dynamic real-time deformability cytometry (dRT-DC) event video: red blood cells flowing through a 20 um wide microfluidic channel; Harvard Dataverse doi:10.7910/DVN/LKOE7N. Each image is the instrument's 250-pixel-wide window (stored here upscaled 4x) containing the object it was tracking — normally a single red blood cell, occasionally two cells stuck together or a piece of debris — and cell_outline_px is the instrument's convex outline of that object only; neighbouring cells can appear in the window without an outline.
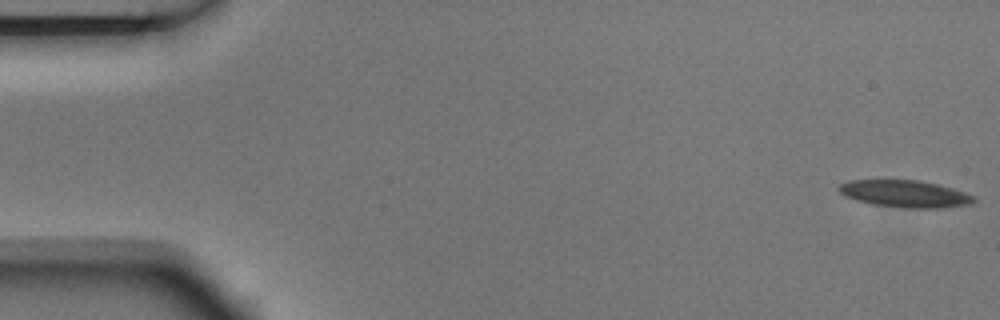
{"species": "Egyptian fruit bat (a non-hibernating species)", "species_latin": "Rousettus aegyptiacus", "temperature_condition": "room temperature", "stored_images_in_passage": 4, "camera_frame_rate_fps": 3000, "um_per_image_px": 0.085, "animal": {"sex": "male"}, "frame": {"image": 1, "passage_image": 1, "time_ms": 0.0, "image_size_px": [1000, 320], "cell_outline_px": [[976, 200], [972, 204], [940, 208], [912, 208], [872, 204], [848, 196], [840, 192], [840, 184], [848, 180], [920, 180], [952, 188], [976, 196]], "centroid_in_image_um": [77.0, 16.47], "position_along_channel_um": 8.0, "area_um2": 20.98}}
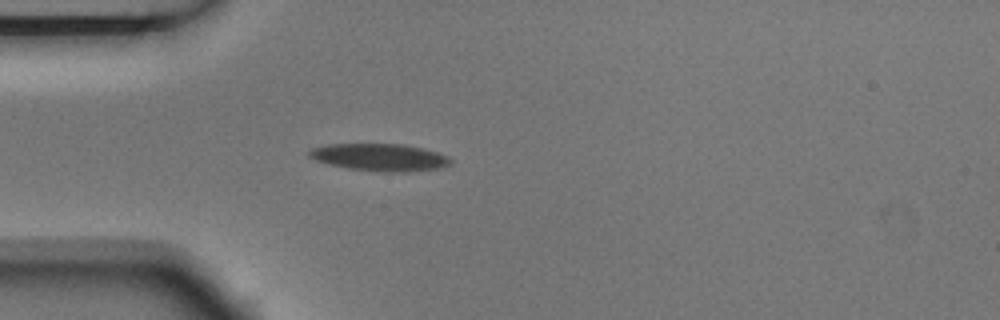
{"frame": {"image": 2, "passage_image": 4, "time_ms": 1.0, "image_size_px": [1000, 320], "cell_outline_px": [[452, 164], [440, 168], [408, 172], [384, 172], [348, 168], [328, 164], [316, 160], [308, 156], [308, 152], [312, 148], [328, 144], [404, 144], [424, 148], [448, 156], [452, 160]], "centroid_in_image_um": [32.31, 13.37], "position_along_channel_um": 52.7, "area_um2": 22.6}}